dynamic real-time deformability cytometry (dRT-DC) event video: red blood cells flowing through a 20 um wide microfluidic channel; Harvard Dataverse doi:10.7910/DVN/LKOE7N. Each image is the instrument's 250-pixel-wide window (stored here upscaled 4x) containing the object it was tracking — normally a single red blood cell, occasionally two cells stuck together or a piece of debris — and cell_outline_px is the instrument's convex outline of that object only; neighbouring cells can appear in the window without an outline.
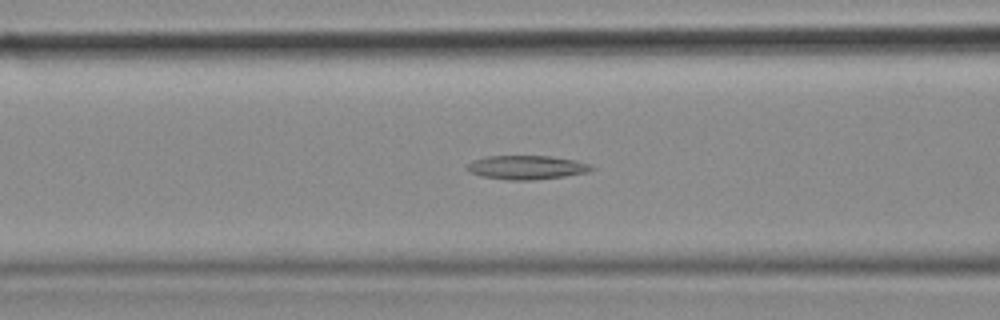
{"species": "common noctule bat (a hibernating species)", "species_latin": "Nyctalus noctula", "temperature_condition": "cold", "stored_images_in_passage": 43, "camera_frame_rate_fps": 3000, "um_per_image_px": 0.085, "animal": {"sex": "female", "body_mass_g": 18.4}, "frame": {"image": 1, "passage_image": 13, "time_ms": 4.0, "image_size_px": [1000, 320], "cell_outline_px": [[596, 168], [588, 172], [564, 176], [532, 180], [508, 180], [480, 176], [468, 172], [464, 168], [472, 160], [484, 156], [552, 156], [576, 160], [588, 164]], "centroid_in_image_um": [44.71, 14.22], "position_along_channel_um": 121.9, "area_um2": 17.51}}
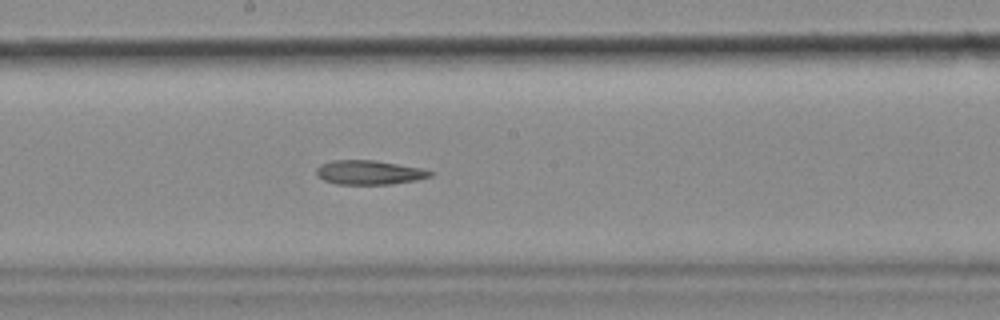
{"frame": {"image": 2, "passage_image": 20, "time_ms": 6.333, "image_size_px": [1000, 320], "cell_outline_px": [[436, 172], [432, 176], [416, 180], [392, 184], [336, 184], [324, 180], [316, 176], [316, 168], [320, 164], [332, 160], [376, 160], [424, 168]], "centroid_in_image_um": [31.41, 14.65], "position_along_channel_um": 216.8, "area_um2": 16.36}}
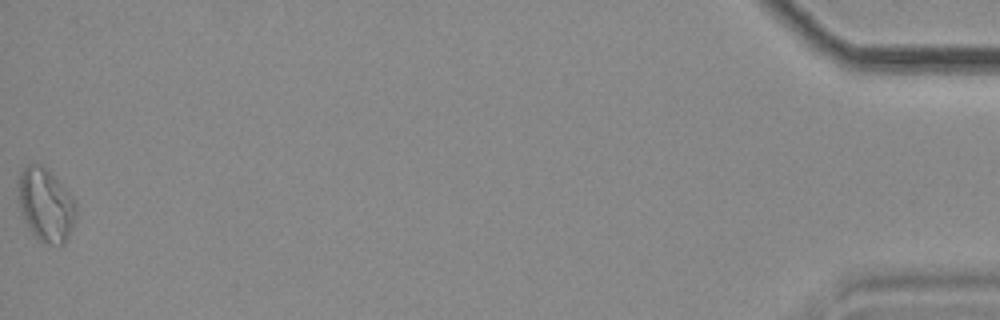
{"frame": {"image": 3, "passage_image": 43, "time_ms": 14.0, "image_size_px": [1000, 320], "cell_outline_px": [[76, 216], [72, 228], [64, 244], [56, 248], [44, 244], [28, 228], [16, 200], [20, 172], [28, 164], [40, 164], [48, 168], [76, 200]], "centroid_in_image_um": [3.89, 17.43], "position_along_channel_um": 431.3, "area_um2": 25.32}}